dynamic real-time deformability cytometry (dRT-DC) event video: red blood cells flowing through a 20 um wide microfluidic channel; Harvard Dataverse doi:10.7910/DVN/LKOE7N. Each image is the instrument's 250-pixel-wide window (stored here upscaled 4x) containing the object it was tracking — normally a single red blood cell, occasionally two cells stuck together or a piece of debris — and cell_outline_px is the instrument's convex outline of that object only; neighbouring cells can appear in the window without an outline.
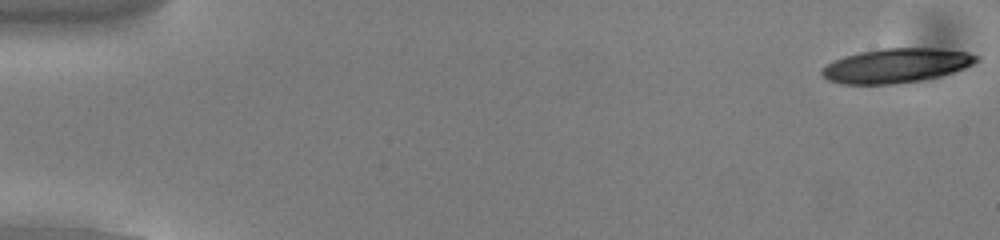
{"species": "common noctule bat (a hibernating species)", "species_latin": "Nyctalus noctula", "temperature_condition": "cold", "stored_images_in_passage": 18, "camera_frame_rate_fps": 3000, "um_per_image_px": 0.085, "animal": {"sex": "male", "body_mass_g": 13.0, "forearm_length_mm": 53.1}, "frame": {"image": 1, "passage_image": 1, "time_ms": 0.0, "image_size_px": [1000, 240], "cell_outline_px": [[980, 60], [964, 68], [940, 76], [920, 80], [896, 84], [840, 84], [828, 80], [820, 72], [828, 64], [844, 56], [860, 52], [884, 48], [936, 48], [968, 52], [980, 56]], "centroid_in_image_um": [76.21, 5.57], "position_along_channel_um": 8.8, "area_um2": 30.81}}